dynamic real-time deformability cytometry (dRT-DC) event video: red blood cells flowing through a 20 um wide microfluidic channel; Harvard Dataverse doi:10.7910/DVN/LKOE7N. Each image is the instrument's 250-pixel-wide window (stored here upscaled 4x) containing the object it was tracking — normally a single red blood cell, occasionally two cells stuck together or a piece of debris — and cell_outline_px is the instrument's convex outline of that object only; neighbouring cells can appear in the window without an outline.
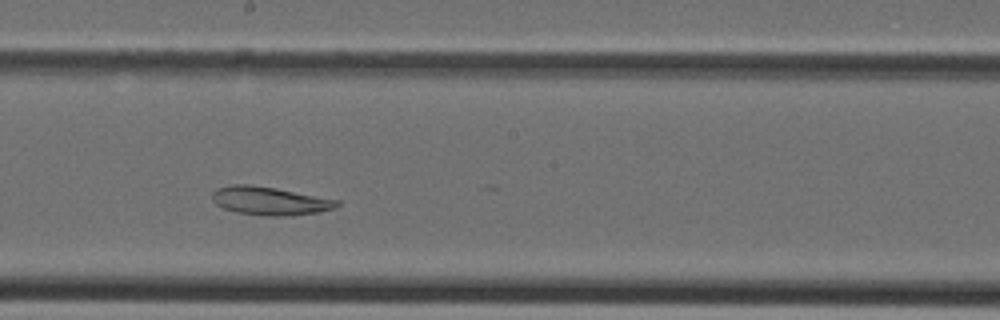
{"species": "Egyptian fruit bat (a non-hibernating species)", "species_latin": "Rousettus aegyptiacus", "temperature_condition": "cold", "stored_images_in_passage": 29, "camera_frame_rate_fps": 3000, "um_per_image_px": 0.085, "animal": {"sex": "female"}, "frame": {"image": 1, "passage_image": 12, "time_ms": 3.667, "image_size_px": [1000, 320], "cell_outline_px": [[340, 204], [336, 208], [320, 212], [288, 216], [272, 216], [236, 212], [224, 208], [216, 204], [212, 200], [212, 192], [216, 188], [232, 184], [248, 184], [276, 188], [340, 200]], "centroid_in_image_um": [22.95, 17.07], "position_along_channel_um": 225.2, "area_um2": 20.69}}
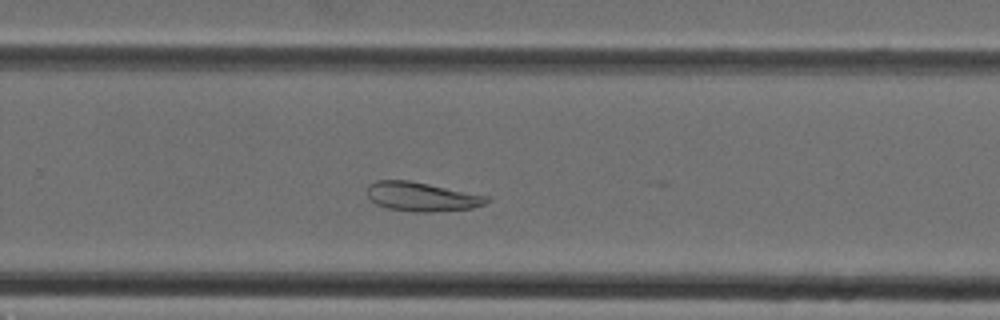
{"frame": {"image": 2, "passage_image": 16, "time_ms": 5.0, "image_size_px": [1000, 320], "cell_outline_px": [[492, 200], [484, 204], [472, 208], [432, 212], [416, 212], [388, 208], [376, 204], [368, 196], [368, 184], [376, 180], [408, 180], [488, 196]], "centroid_in_image_um": [35.85, 16.72], "position_along_channel_um": 294.0, "area_um2": 20.11}}
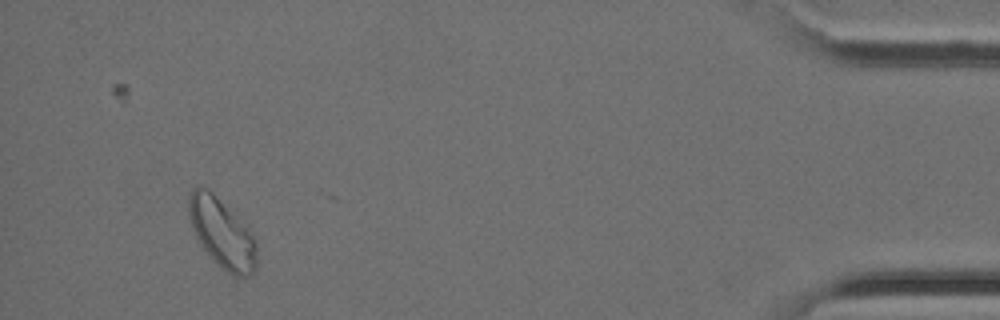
{"frame": {"image": 3, "passage_image": 27, "time_ms": 8.667, "image_size_px": [1000, 320], "cell_outline_px": [[256, 268], [252, 276], [232, 276], [216, 264], [212, 260], [200, 244], [192, 228], [188, 212], [188, 192], [196, 184], [200, 184], [248, 228], [252, 232], [256, 240]], "centroid_in_image_um": [18.85, 19.87], "position_along_channel_um": 416.4, "area_um2": 27.28}}